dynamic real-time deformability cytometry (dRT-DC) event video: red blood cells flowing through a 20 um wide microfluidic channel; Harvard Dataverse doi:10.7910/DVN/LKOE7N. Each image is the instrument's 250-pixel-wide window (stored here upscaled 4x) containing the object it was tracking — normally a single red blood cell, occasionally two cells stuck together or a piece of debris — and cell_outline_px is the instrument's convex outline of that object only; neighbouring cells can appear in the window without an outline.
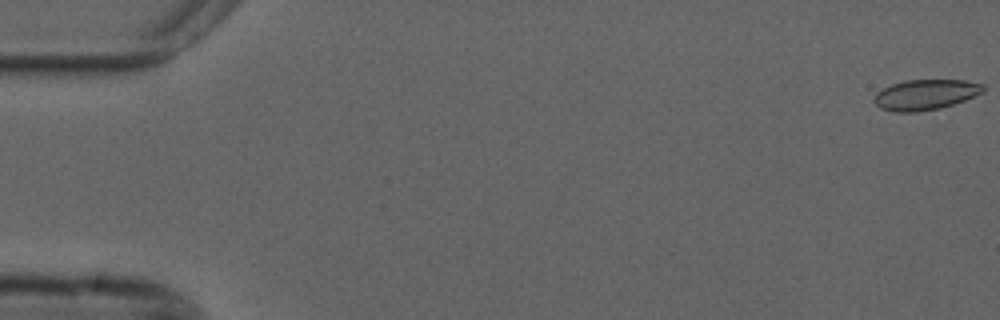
{"species": "common noctule bat (a hibernating species)", "species_latin": "Nyctalus noctula", "temperature_condition": "cold", "stored_images_in_passage": 51, "camera_frame_rate_fps": 3000, "um_per_image_px": 0.085, "animal": {"sex": "male", "forearm_length_mm": 52.5}, "frame": {"image": 1, "passage_image": 1, "time_ms": 0.0, "image_size_px": [1000, 320], "cell_outline_px": [[984, 92], [964, 100], [940, 108], [916, 112], [896, 112], [880, 108], [872, 100], [876, 92], [892, 84], [904, 80], [964, 80], [984, 84]], "centroid_in_image_um": [78.65, 8.04], "position_along_channel_um": 6.4, "area_um2": 19.31}}
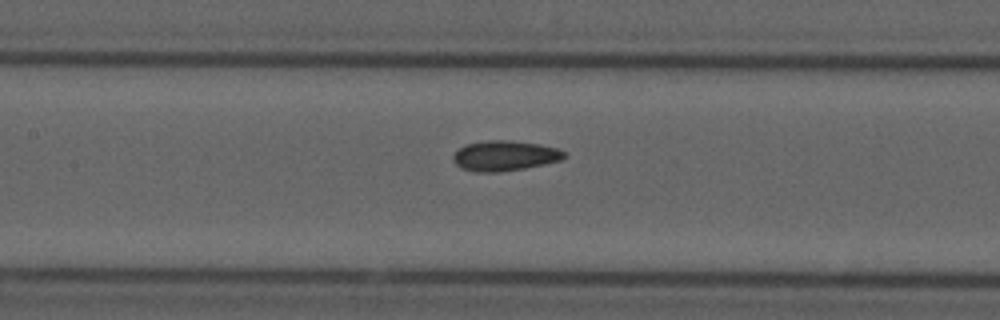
{"frame": {"image": 2, "passage_image": 26, "time_ms": 8.333, "image_size_px": [1000, 320], "cell_outline_px": [[568, 156], [560, 160], [544, 164], [524, 168], [500, 172], [476, 172], [460, 168], [452, 160], [452, 156], [464, 144], [488, 140], [508, 140], [540, 144], [556, 148], [564, 152]], "centroid_in_image_um": [42.87, 13.24], "position_along_channel_um": 164.5, "area_um2": 19.59}}
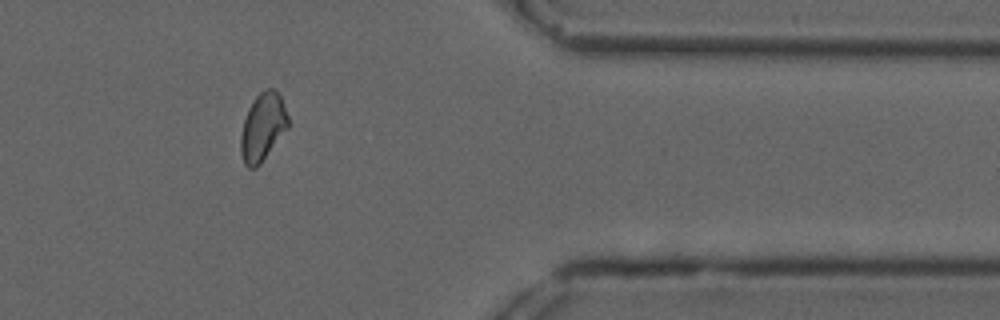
{"frame": {"image": 3, "passage_image": 46, "time_ms": 15.0, "image_size_px": [1000, 320], "cell_outline_px": [[288, 128], [260, 164], [256, 168], [248, 168], [244, 164], [240, 152], [240, 136], [244, 120], [248, 108], [256, 96], [260, 92], [268, 88], [272, 88], [280, 96], [288, 116]], "centroid_in_image_um": [22.31, 10.82], "position_along_channel_um": 389.1, "area_um2": 18.61}}